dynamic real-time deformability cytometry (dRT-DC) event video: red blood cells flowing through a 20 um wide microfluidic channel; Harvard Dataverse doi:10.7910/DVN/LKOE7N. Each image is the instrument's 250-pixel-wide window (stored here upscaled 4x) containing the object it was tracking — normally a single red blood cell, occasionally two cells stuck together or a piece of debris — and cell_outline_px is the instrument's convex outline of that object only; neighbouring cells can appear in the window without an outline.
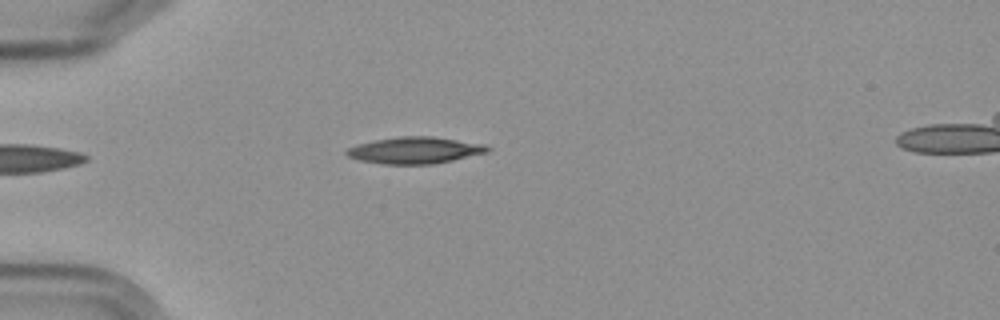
{"species": "Egyptian fruit bat (a non-hibernating species)", "species_latin": "Rousettus aegyptiacus", "temperature_condition": "cold", "stored_images_in_passage": 5, "camera_frame_rate_fps": 3000, "um_per_image_px": 0.085, "frame": {"image": 1, "passage_image": 5, "time_ms": 4.333, "image_size_px": [1000, 320], "cell_outline_px": [[492, 148], [488, 152], [452, 160], [432, 164], [384, 164], [356, 160], [348, 156], [344, 152], [348, 148], [360, 144], [376, 140], [400, 136], [432, 136], [484, 144]], "centroid_in_image_um": [35.26, 12.78], "position_along_channel_um": 49.7, "area_um2": 21.73}}